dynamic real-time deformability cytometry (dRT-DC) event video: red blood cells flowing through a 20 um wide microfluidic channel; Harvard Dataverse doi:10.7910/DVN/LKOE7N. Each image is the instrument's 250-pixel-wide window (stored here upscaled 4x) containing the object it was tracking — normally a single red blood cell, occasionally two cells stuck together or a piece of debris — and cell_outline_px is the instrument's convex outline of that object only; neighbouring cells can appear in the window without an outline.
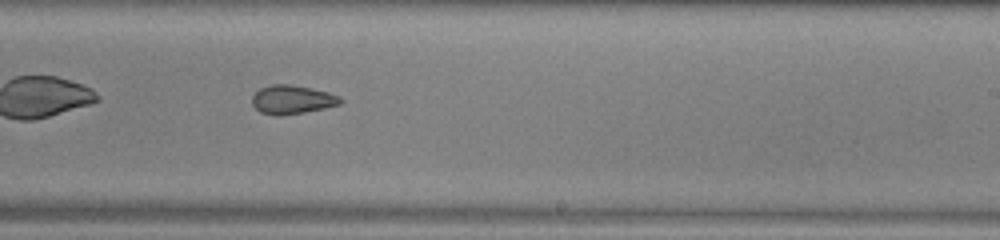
{"species": "common noctule bat (a hibernating species)", "species_latin": "Nyctalus noctula", "temperature_condition": "warm", "stored_images_in_passage": 38, "camera_frame_rate_fps": 3000, "um_per_image_px": 0.085, "animal": {"sex": "male", "body_mass_g": 13.0, "forearm_length_mm": 53.1}, "frame": {"image": 1, "passage_image": 17, "time_ms": 5.333, "image_size_px": [1000, 240], "cell_outline_px": [[344, 100], [340, 104], [324, 108], [304, 112], [280, 116], [276, 116], [260, 112], [252, 104], [252, 96], [260, 88], [272, 84], [292, 84], [328, 92], [340, 96]], "centroid_in_image_um": [24.83, 8.46], "position_along_channel_um": 264.2, "area_um2": 14.85}, "authors_computed_cell_mechanics": {"area_um2": 15.3748, "velocity_mm_per_s": 3.9519, "shape_relaxation_time_tau1_ms": null, "shape_relaxation_time_tau2_ms": 2.5898, "deformation_change_tau1": null, "deformation_change_tau2": 0.0875}}